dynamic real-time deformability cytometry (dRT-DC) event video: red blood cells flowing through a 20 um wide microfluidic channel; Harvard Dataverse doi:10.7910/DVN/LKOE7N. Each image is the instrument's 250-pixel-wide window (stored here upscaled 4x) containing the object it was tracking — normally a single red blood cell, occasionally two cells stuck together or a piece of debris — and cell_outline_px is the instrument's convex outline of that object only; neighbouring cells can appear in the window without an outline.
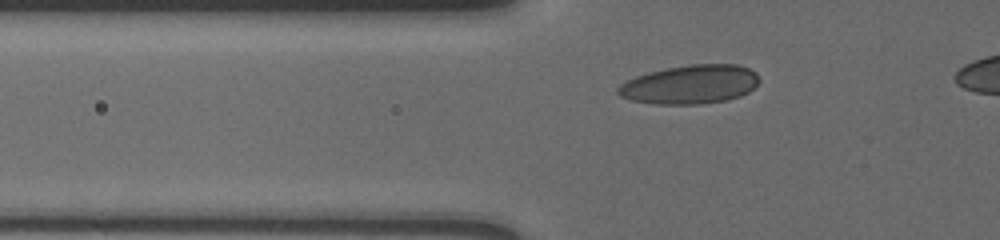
{"species": "human", "species_latin": "Homo sapiens", "temperature_condition": "cold", "stored_images_in_passage": 37, "camera_frame_rate_fps": 3000, "um_per_image_px": 0.085, "donor": {"sex": "male"}, "frame": {"image": 1, "passage_image": 4, "time_ms": 1.0, "image_size_px": [1000, 240], "cell_outline_px": [[756, 84], [748, 92], [740, 96], [728, 100], [700, 104], [656, 104], [632, 100], [620, 96], [616, 92], [616, 88], [620, 84], [636, 76], [648, 72], [668, 68], [692, 64], [736, 64], [748, 68], [756, 72]], "centroid_in_image_um": [58.63, 7.18], "position_along_channel_um": 67.2, "area_um2": 31.79}}
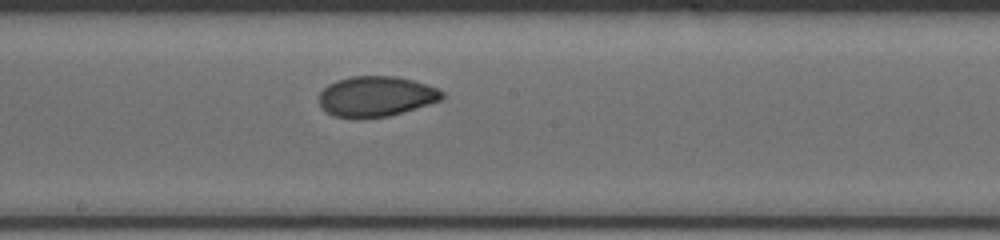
{"frame": {"image": 2, "passage_image": 17, "time_ms": 5.333, "image_size_px": [1000, 240], "cell_outline_px": [[444, 96], [440, 100], [416, 108], [388, 116], [332, 116], [320, 108], [320, 92], [328, 84], [336, 80], [352, 76], [396, 76], [412, 80], [440, 88], [444, 92]], "centroid_in_image_um": [31.97, 8.16], "position_along_channel_um": 216.2, "area_um2": 28.55}}
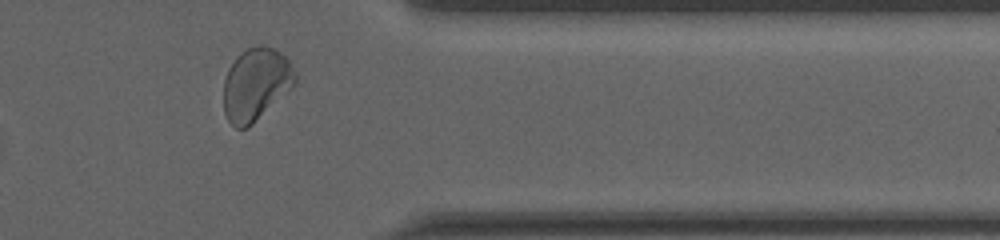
{"frame": {"image": 3, "passage_image": 32, "time_ms": 10.333, "image_size_px": [1000, 240], "cell_outline_px": [[296, 80], [292, 88], [248, 128], [236, 128], [228, 120], [224, 112], [224, 80], [228, 68], [236, 56], [240, 52], [248, 48], [260, 44], [264, 44], [276, 48], [288, 60], [296, 76]], "centroid_in_image_um": [21.74, 7.14], "position_along_channel_um": 389.7, "area_um2": 30.35}}